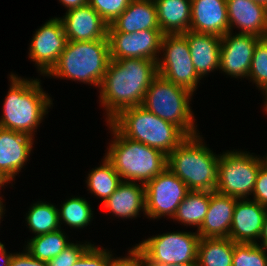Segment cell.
Masks as SVG:
<instances>
[{
  "label": "cell",
  "mask_w": 267,
  "mask_h": 266,
  "mask_svg": "<svg viewBox=\"0 0 267 266\" xmlns=\"http://www.w3.org/2000/svg\"><path fill=\"white\" fill-rule=\"evenodd\" d=\"M11 86L4 101L0 127L34 136L52 99L43 92L38 79L27 80L10 75Z\"/></svg>",
  "instance_id": "cell-2"
},
{
  "label": "cell",
  "mask_w": 267,
  "mask_h": 266,
  "mask_svg": "<svg viewBox=\"0 0 267 266\" xmlns=\"http://www.w3.org/2000/svg\"><path fill=\"white\" fill-rule=\"evenodd\" d=\"M190 31L220 37L228 33L226 0H191Z\"/></svg>",
  "instance_id": "cell-19"
},
{
  "label": "cell",
  "mask_w": 267,
  "mask_h": 266,
  "mask_svg": "<svg viewBox=\"0 0 267 266\" xmlns=\"http://www.w3.org/2000/svg\"><path fill=\"white\" fill-rule=\"evenodd\" d=\"M60 18L67 40L92 41L108 38V24L88 4L67 10Z\"/></svg>",
  "instance_id": "cell-15"
},
{
  "label": "cell",
  "mask_w": 267,
  "mask_h": 266,
  "mask_svg": "<svg viewBox=\"0 0 267 266\" xmlns=\"http://www.w3.org/2000/svg\"><path fill=\"white\" fill-rule=\"evenodd\" d=\"M259 239H262L261 246L267 250V213L264 218V222H263V226H262Z\"/></svg>",
  "instance_id": "cell-41"
},
{
  "label": "cell",
  "mask_w": 267,
  "mask_h": 266,
  "mask_svg": "<svg viewBox=\"0 0 267 266\" xmlns=\"http://www.w3.org/2000/svg\"><path fill=\"white\" fill-rule=\"evenodd\" d=\"M229 32L235 26L239 34L267 37V7L253 0H226Z\"/></svg>",
  "instance_id": "cell-17"
},
{
  "label": "cell",
  "mask_w": 267,
  "mask_h": 266,
  "mask_svg": "<svg viewBox=\"0 0 267 266\" xmlns=\"http://www.w3.org/2000/svg\"><path fill=\"white\" fill-rule=\"evenodd\" d=\"M103 207L121 218L137 217L141 209L145 212V184L122 181L116 191L106 199Z\"/></svg>",
  "instance_id": "cell-23"
},
{
  "label": "cell",
  "mask_w": 267,
  "mask_h": 266,
  "mask_svg": "<svg viewBox=\"0 0 267 266\" xmlns=\"http://www.w3.org/2000/svg\"><path fill=\"white\" fill-rule=\"evenodd\" d=\"M108 38L92 41H67L56 65L47 76L77 80L100 87L108 68Z\"/></svg>",
  "instance_id": "cell-5"
},
{
  "label": "cell",
  "mask_w": 267,
  "mask_h": 266,
  "mask_svg": "<svg viewBox=\"0 0 267 266\" xmlns=\"http://www.w3.org/2000/svg\"><path fill=\"white\" fill-rule=\"evenodd\" d=\"M264 159V160H263ZM263 159H261V161H262V165L263 166H265L266 168H267V156L264 158L263 157Z\"/></svg>",
  "instance_id": "cell-46"
},
{
  "label": "cell",
  "mask_w": 267,
  "mask_h": 266,
  "mask_svg": "<svg viewBox=\"0 0 267 266\" xmlns=\"http://www.w3.org/2000/svg\"><path fill=\"white\" fill-rule=\"evenodd\" d=\"M60 18H51L34 34L29 48V58L35 61L38 71L47 75L56 65L67 44Z\"/></svg>",
  "instance_id": "cell-13"
},
{
  "label": "cell",
  "mask_w": 267,
  "mask_h": 266,
  "mask_svg": "<svg viewBox=\"0 0 267 266\" xmlns=\"http://www.w3.org/2000/svg\"><path fill=\"white\" fill-rule=\"evenodd\" d=\"M29 210L26 221L35 236L54 232L61 228L58 208L53 204L38 201L33 203Z\"/></svg>",
  "instance_id": "cell-29"
},
{
  "label": "cell",
  "mask_w": 267,
  "mask_h": 266,
  "mask_svg": "<svg viewBox=\"0 0 267 266\" xmlns=\"http://www.w3.org/2000/svg\"><path fill=\"white\" fill-rule=\"evenodd\" d=\"M200 135L187 136L168 156L167 168L189 190L216 191L219 155H214Z\"/></svg>",
  "instance_id": "cell-3"
},
{
  "label": "cell",
  "mask_w": 267,
  "mask_h": 266,
  "mask_svg": "<svg viewBox=\"0 0 267 266\" xmlns=\"http://www.w3.org/2000/svg\"><path fill=\"white\" fill-rule=\"evenodd\" d=\"M110 123L126 138L169 155L187 135L175 124L138 105L122 110Z\"/></svg>",
  "instance_id": "cell-4"
},
{
  "label": "cell",
  "mask_w": 267,
  "mask_h": 266,
  "mask_svg": "<svg viewBox=\"0 0 267 266\" xmlns=\"http://www.w3.org/2000/svg\"><path fill=\"white\" fill-rule=\"evenodd\" d=\"M109 251L90 245L72 266H111L117 259Z\"/></svg>",
  "instance_id": "cell-34"
},
{
  "label": "cell",
  "mask_w": 267,
  "mask_h": 266,
  "mask_svg": "<svg viewBox=\"0 0 267 266\" xmlns=\"http://www.w3.org/2000/svg\"><path fill=\"white\" fill-rule=\"evenodd\" d=\"M249 77L263 94L267 92V37L261 38L254 48Z\"/></svg>",
  "instance_id": "cell-32"
},
{
  "label": "cell",
  "mask_w": 267,
  "mask_h": 266,
  "mask_svg": "<svg viewBox=\"0 0 267 266\" xmlns=\"http://www.w3.org/2000/svg\"><path fill=\"white\" fill-rule=\"evenodd\" d=\"M11 181L0 172V188Z\"/></svg>",
  "instance_id": "cell-43"
},
{
  "label": "cell",
  "mask_w": 267,
  "mask_h": 266,
  "mask_svg": "<svg viewBox=\"0 0 267 266\" xmlns=\"http://www.w3.org/2000/svg\"><path fill=\"white\" fill-rule=\"evenodd\" d=\"M144 266H198L197 262L187 264H159V263H144Z\"/></svg>",
  "instance_id": "cell-42"
},
{
  "label": "cell",
  "mask_w": 267,
  "mask_h": 266,
  "mask_svg": "<svg viewBox=\"0 0 267 266\" xmlns=\"http://www.w3.org/2000/svg\"><path fill=\"white\" fill-rule=\"evenodd\" d=\"M260 39L251 34L237 33L232 36V33L228 32L223 35L219 69L231 77L248 78L254 48Z\"/></svg>",
  "instance_id": "cell-14"
},
{
  "label": "cell",
  "mask_w": 267,
  "mask_h": 266,
  "mask_svg": "<svg viewBox=\"0 0 267 266\" xmlns=\"http://www.w3.org/2000/svg\"><path fill=\"white\" fill-rule=\"evenodd\" d=\"M237 199L229 237L235 243H257L267 208L255 200Z\"/></svg>",
  "instance_id": "cell-16"
},
{
  "label": "cell",
  "mask_w": 267,
  "mask_h": 266,
  "mask_svg": "<svg viewBox=\"0 0 267 266\" xmlns=\"http://www.w3.org/2000/svg\"><path fill=\"white\" fill-rule=\"evenodd\" d=\"M163 34H183L190 30L191 0H154Z\"/></svg>",
  "instance_id": "cell-24"
},
{
  "label": "cell",
  "mask_w": 267,
  "mask_h": 266,
  "mask_svg": "<svg viewBox=\"0 0 267 266\" xmlns=\"http://www.w3.org/2000/svg\"><path fill=\"white\" fill-rule=\"evenodd\" d=\"M122 181L111 162L105 157L103 164L88 174L86 183L88 190L101 197L103 203L116 191Z\"/></svg>",
  "instance_id": "cell-27"
},
{
  "label": "cell",
  "mask_w": 267,
  "mask_h": 266,
  "mask_svg": "<svg viewBox=\"0 0 267 266\" xmlns=\"http://www.w3.org/2000/svg\"><path fill=\"white\" fill-rule=\"evenodd\" d=\"M5 249L6 248H5L4 244H2L0 242V260L2 259L1 261H3L1 263L2 264L1 266H9L10 260L13 256V254H11V253L7 254Z\"/></svg>",
  "instance_id": "cell-40"
},
{
  "label": "cell",
  "mask_w": 267,
  "mask_h": 266,
  "mask_svg": "<svg viewBox=\"0 0 267 266\" xmlns=\"http://www.w3.org/2000/svg\"><path fill=\"white\" fill-rule=\"evenodd\" d=\"M210 203V191L190 190L178 206L173 218L184 225L199 229L207 214Z\"/></svg>",
  "instance_id": "cell-26"
},
{
  "label": "cell",
  "mask_w": 267,
  "mask_h": 266,
  "mask_svg": "<svg viewBox=\"0 0 267 266\" xmlns=\"http://www.w3.org/2000/svg\"><path fill=\"white\" fill-rule=\"evenodd\" d=\"M261 158L249 152L226 151L219 156L216 192L244 199L253 193Z\"/></svg>",
  "instance_id": "cell-9"
},
{
  "label": "cell",
  "mask_w": 267,
  "mask_h": 266,
  "mask_svg": "<svg viewBox=\"0 0 267 266\" xmlns=\"http://www.w3.org/2000/svg\"><path fill=\"white\" fill-rule=\"evenodd\" d=\"M59 212V221H64L68 226L80 229L84 228L93 217L92 209L87 200L81 197H73L63 203Z\"/></svg>",
  "instance_id": "cell-30"
},
{
  "label": "cell",
  "mask_w": 267,
  "mask_h": 266,
  "mask_svg": "<svg viewBox=\"0 0 267 266\" xmlns=\"http://www.w3.org/2000/svg\"><path fill=\"white\" fill-rule=\"evenodd\" d=\"M115 139L111 141L105 157L111 162L123 181L146 184L167 167V155L124 137L110 122Z\"/></svg>",
  "instance_id": "cell-6"
},
{
  "label": "cell",
  "mask_w": 267,
  "mask_h": 266,
  "mask_svg": "<svg viewBox=\"0 0 267 266\" xmlns=\"http://www.w3.org/2000/svg\"><path fill=\"white\" fill-rule=\"evenodd\" d=\"M146 29L160 30L154 0H131L126 10L108 25V32L134 33Z\"/></svg>",
  "instance_id": "cell-21"
},
{
  "label": "cell",
  "mask_w": 267,
  "mask_h": 266,
  "mask_svg": "<svg viewBox=\"0 0 267 266\" xmlns=\"http://www.w3.org/2000/svg\"><path fill=\"white\" fill-rule=\"evenodd\" d=\"M234 242L230 238H200L198 266H232Z\"/></svg>",
  "instance_id": "cell-25"
},
{
  "label": "cell",
  "mask_w": 267,
  "mask_h": 266,
  "mask_svg": "<svg viewBox=\"0 0 267 266\" xmlns=\"http://www.w3.org/2000/svg\"><path fill=\"white\" fill-rule=\"evenodd\" d=\"M253 1L260 3V4H263L267 7V0H253Z\"/></svg>",
  "instance_id": "cell-45"
},
{
  "label": "cell",
  "mask_w": 267,
  "mask_h": 266,
  "mask_svg": "<svg viewBox=\"0 0 267 266\" xmlns=\"http://www.w3.org/2000/svg\"><path fill=\"white\" fill-rule=\"evenodd\" d=\"M161 30H141L134 33L108 32L110 57L112 60L142 58L157 61L159 59Z\"/></svg>",
  "instance_id": "cell-12"
},
{
  "label": "cell",
  "mask_w": 267,
  "mask_h": 266,
  "mask_svg": "<svg viewBox=\"0 0 267 266\" xmlns=\"http://www.w3.org/2000/svg\"><path fill=\"white\" fill-rule=\"evenodd\" d=\"M71 243L61 229L35 236L27 242L26 251L36 259L48 262L55 258Z\"/></svg>",
  "instance_id": "cell-28"
},
{
  "label": "cell",
  "mask_w": 267,
  "mask_h": 266,
  "mask_svg": "<svg viewBox=\"0 0 267 266\" xmlns=\"http://www.w3.org/2000/svg\"><path fill=\"white\" fill-rule=\"evenodd\" d=\"M198 233L172 232L148 238L131 248L143 263L187 264L197 262Z\"/></svg>",
  "instance_id": "cell-8"
},
{
  "label": "cell",
  "mask_w": 267,
  "mask_h": 266,
  "mask_svg": "<svg viewBox=\"0 0 267 266\" xmlns=\"http://www.w3.org/2000/svg\"><path fill=\"white\" fill-rule=\"evenodd\" d=\"M252 194L256 202L267 208V168L263 165L258 171Z\"/></svg>",
  "instance_id": "cell-36"
},
{
  "label": "cell",
  "mask_w": 267,
  "mask_h": 266,
  "mask_svg": "<svg viewBox=\"0 0 267 266\" xmlns=\"http://www.w3.org/2000/svg\"><path fill=\"white\" fill-rule=\"evenodd\" d=\"M1 197H0V220L2 218V214L4 213V206H3V202L1 201Z\"/></svg>",
  "instance_id": "cell-44"
},
{
  "label": "cell",
  "mask_w": 267,
  "mask_h": 266,
  "mask_svg": "<svg viewBox=\"0 0 267 266\" xmlns=\"http://www.w3.org/2000/svg\"><path fill=\"white\" fill-rule=\"evenodd\" d=\"M129 256L117 258L111 266H144L142 259L132 250H129Z\"/></svg>",
  "instance_id": "cell-38"
},
{
  "label": "cell",
  "mask_w": 267,
  "mask_h": 266,
  "mask_svg": "<svg viewBox=\"0 0 267 266\" xmlns=\"http://www.w3.org/2000/svg\"><path fill=\"white\" fill-rule=\"evenodd\" d=\"M131 0H89V5L111 25L113 21L121 15L129 5Z\"/></svg>",
  "instance_id": "cell-33"
},
{
  "label": "cell",
  "mask_w": 267,
  "mask_h": 266,
  "mask_svg": "<svg viewBox=\"0 0 267 266\" xmlns=\"http://www.w3.org/2000/svg\"><path fill=\"white\" fill-rule=\"evenodd\" d=\"M160 51L164 58L157 60L158 74L193 93L201 78L194 69L187 38L183 34H164Z\"/></svg>",
  "instance_id": "cell-10"
},
{
  "label": "cell",
  "mask_w": 267,
  "mask_h": 266,
  "mask_svg": "<svg viewBox=\"0 0 267 266\" xmlns=\"http://www.w3.org/2000/svg\"><path fill=\"white\" fill-rule=\"evenodd\" d=\"M157 75V61L111 59L99 87L100 102L107 111V122L122 110L141 105L150 83Z\"/></svg>",
  "instance_id": "cell-1"
},
{
  "label": "cell",
  "mask_w": 267,
  "mask_h": 266,
  "mask_svg": "<svg viewBox=\"0 0 267 266\" xmlns=\"http://www.w3.org/2000/svg\"><path fill=\"white\" fill-rule=\"evenodd\" d=\"M264 95H266V97H265L266 101H265L264 108H265V111L267 112V92Z\"/></svg>",
  "instance_id": "cell-47"
},
{
  "label": "cell",
  "mask_w": 267,
  "mask_h": 266,
  "mask_svg": "<svg viewBox=\"0 0 267 266\" xmlns=\"http://www.w3.org/2000/svg\"><path fill=\"white\" fill-rule=\"evenodd\" d=\"M33 137L0 127V172L13 181L31 154Z\"/></svg>",
  "instance_id": "cell-18"
},
{
  "label": "cell",
  "mask_w": 267,
  "mask_h": 266,
  "mask_svg": "<svg viewBox=\"0 0 267 266\" xmlns=\"http://www.w3.org/2000/svg\"><path fill=\"white\" fill-rule=\"evenodd\" d=\"M193 66L200 78L220 67L221 37L213 34L187 31Z\"/></svg>",
  "instance_id": "cell-22"
},
{
  "label": "cell",
  "mask_w": 267,
  "mask_h": 266,
  "mask_svg": "<svg viewBox=\"0 0 267 266\" xmlns=\"http://www.w3.org/2000/svg\"><path fill=\"white\" fill-rule=\"evenodd\" d=\"M68 10L88 5L89 0H59Z\"/></svg>",
  "instance_id": "cell-39"
},
{
  "label": "cell",
  "mask_w": 267,
  "mask_h": 266,
  "mask_svg": "<svg viewBox=\"0 0 267 266\" xmlns=\"http://www.w3.org/2000/svg\"><path fill=\"white\" fill-rule=\"evenodd\" d=\"M238 198L210 192V203L205 219L197 233L201 238H228L234 208Z\"/></svg>",
  "instance_id": "cell-20"
},
{
  "label": "cell",
  "mask_w": 267,
  "mask_h": 266,
  "mask_svg": "<svg viewBox=\"0 0 267 266\" xmlns=\"http://www.w3.org/2000/svg\"><path fill=\"white\" fill-rule=\"evenodd\" d=\"M190 190L169 168L145 184V215L157 219L162 216L173 218L180 203Z\"/></svg>",
  "instance_id": "cell-11"
},
{
  "label": "cell",
  "mask_w": 267,
  "mask_h": 266,
  "mask_svg": "<svg viewBox=\"0 0 267 266\" xmlns=\"http://www.w3.org/2000/svg\"><path fill=\"white\" fill-rule=\"evenodd\" d=\"M84 244H74L71 242L55 258L47 262L48 266H72L80 255L91 245L89 242Z\"/></svg>",
  "instance_id": "cell-35"
},
{
  "label": "cell",
  "mask_w": 267,
  "mask_h": 266,
  "mask_svg": "<svg viewBox=\"0 0 267 266\" xmlns=\"http://www.w3.org/2000/svg\"><path fill=\"white\" fill-rule=\"evenodd\" d=\"M266 249L258 243H235L232 266H267Z\"/></svg>",
  "instance_id": "cell-31"
},
{
  "label": "cell",
  "mask_w": 267,
  "mask_h": 266,
  "mask_svg": "<svg viewBox=\"0 0 267 266\" xmlns=\"http://www.w3.org/2000/svg\"><path fill=\"white\" fill-rule=\"evenodd\" d=\"M192 95L189 90L158 74L150 83L141 106L161 119L175 124L187 136H194L199 133L196 132L195 120L189 106Z\"/></svg>",
  "instance_id": "cell-7"
},
{
  "label": "cell",
  "mask_w": 267,
  "mask_h": 266,
  "mask_svg": "<svg viewBox=\"0 0 267 266\" xmlns=\"http://www.w3.org/2000/svg\"><path fill=\"white\" fill-rule=\"evenodd\" d=\"M9 266H48V263L46 261L36 259L25 250V253H14Z\"/></svg>",
  "instance_id": "cell-37"
}]
</instances>
